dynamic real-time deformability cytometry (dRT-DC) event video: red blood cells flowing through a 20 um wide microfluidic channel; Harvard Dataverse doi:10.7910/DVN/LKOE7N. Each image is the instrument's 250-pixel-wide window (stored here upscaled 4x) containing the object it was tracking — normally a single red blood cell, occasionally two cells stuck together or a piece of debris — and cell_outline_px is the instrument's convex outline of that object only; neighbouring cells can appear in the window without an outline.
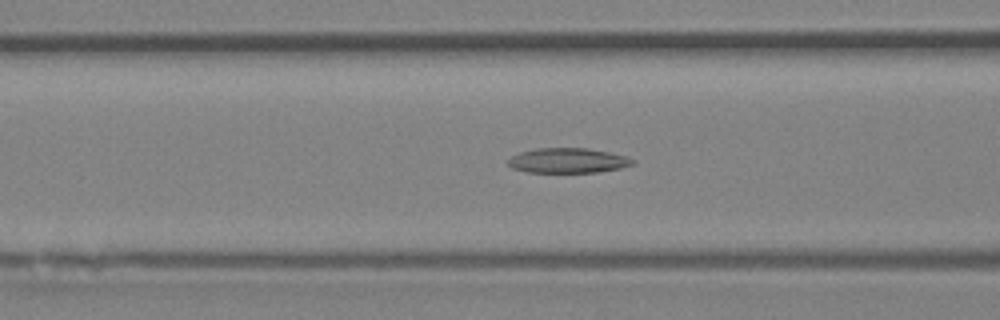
{"species": "Egyptian fruit bat (a non-hibernating species)", "species_latin": "Rousettus aegyptiacus", "temperature_condition": "room temperature", "stored_images_in_passage": 35, "camera_frame_rate_fps": 3000, "um_per_image_px": 0.085, "animal": {"sex": "female"}, "frame": {"image": 1, "passage_image": 6, "time_ms": 1.667, "image_size_px": [1000, 320], "cell_outline_px": [[636, 160], [632, 164], [620, 168], [596, 172], [524, 172], [512, 168], [508, 164], [508, 160], [512, 156], [520, 152], [536, 148], [588, 148], [608, 152], [624, 156]], "centroid_in_image_um": [48.23, 13.64], "position_along_channel_um": 118.4, "area_um2": 17.98}}
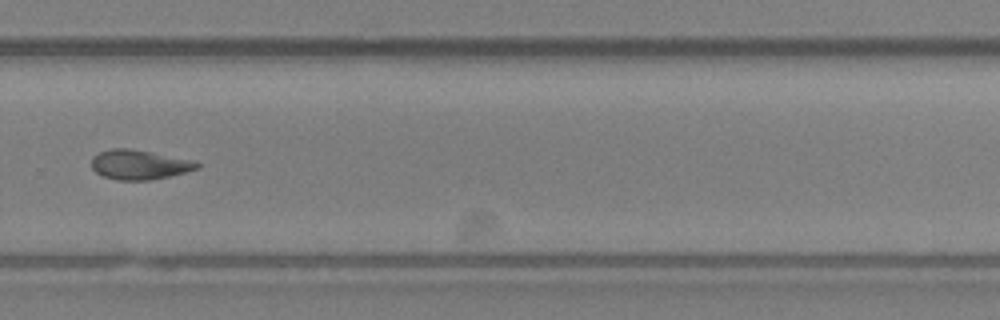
{"frame": {"image": 2, "passage_image": 20, "time_ms": 6.333, "image_size_px": [1000, 320], "cell_outline_px": [[200, 168], [188, 172], [148, 180], [116, 180], [104, 176], [96, 172], [92, 168], [92, 156], [100, 152], [112, 148], [128, 148], [196, 160], [200, 164]], "centroid_in_image_um": [11.88, 13.99], "position_along_channel_um": 317.9, "area_um2": 18.26}}
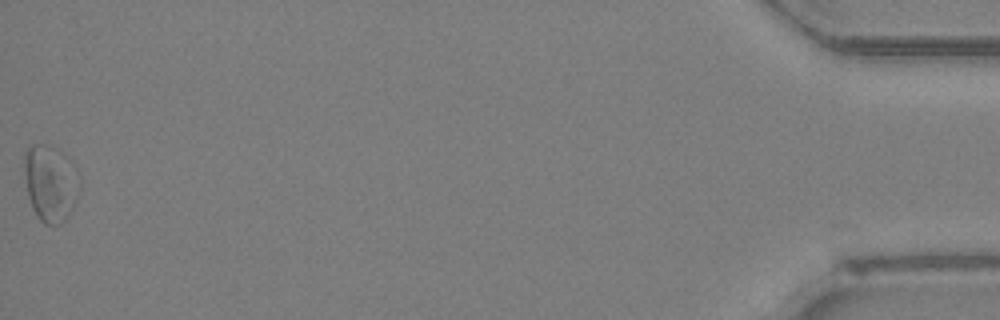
{"frame": {"image": 3, "passage_image": 35, "time_ms": 11.333, "image_size_px": [1000, 320], "cell_outline_px": [[80, 192], [72, 208], [64, 220], [60, 224], [44, 224], [36, 216], [32, 208], [28, 196], [24, 168], [24, 152], [32, 144], [44, 144], [68, 156], [80, 176]], "centroid_in_image_um": [4.3, 15.57], "position_along_channel_um": 430.9, "area_um2": 24.74}, "authors_computed_cell_mechanics": {"area_um2": 18.4382, "velocity_mm_per_s": 4.2982, "shape_relaxation_time_tau1_ms": 7.1166, "shape_relaxation_time_tau2_ms": 4.3043, "deformation_change_tau1": 0.1836, "deformation_change_tau2": 0.1071}}